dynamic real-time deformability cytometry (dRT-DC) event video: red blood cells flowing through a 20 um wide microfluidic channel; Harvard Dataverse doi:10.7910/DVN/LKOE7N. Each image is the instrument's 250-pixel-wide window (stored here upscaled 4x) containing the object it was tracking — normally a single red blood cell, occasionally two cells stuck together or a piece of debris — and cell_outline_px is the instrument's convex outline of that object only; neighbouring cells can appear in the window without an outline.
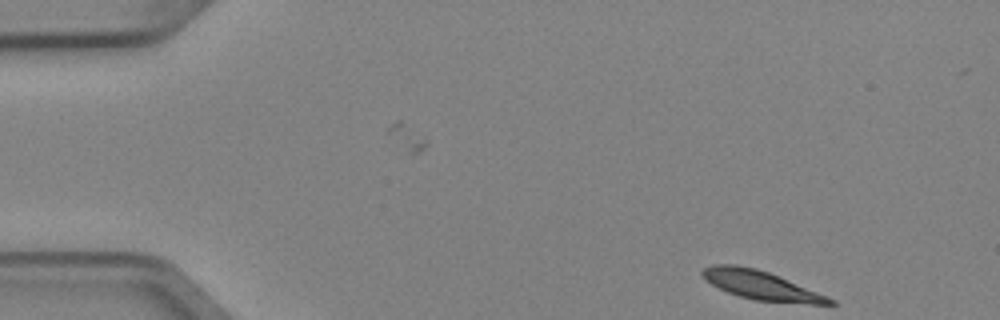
{"species": "Egyptian fruit bat (a non-hibernating species)", "species_latin": "Rousettus aegyptiacus", "temperature_condition": "cold", "stored_images_in_passage": 3, "camera_frame_rate_fps": 3000, "um_per_image_px": 0.085, "animal": {"sex": "female"}, "frame": {"image": 1, "passage_image": 1, "time_ms": 0.0, "image_size_px": [1000, 320], "cell_outline_px": [[836, 304], [808, 304], [756, 300], [740, 296], [728, 292], [712, 284], [700, 272], [704, 268], [712, 264], [736, 264], [756, 268], [768, 272], [836, 300]], "centroid_in_image_um": [64.68, 24.24], "position_along_channel_um": 20.3, "area_um2": 20.98}}
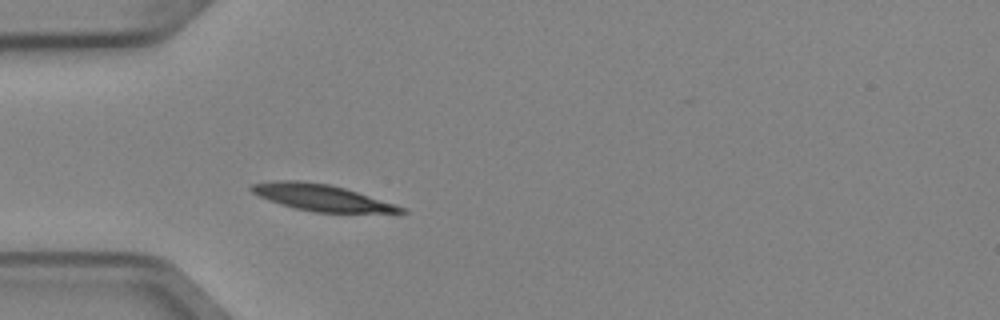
{"frame": {"image": 2, "passage_image": 3, "time_ms": 0.667, "image_size_px": [1000, 320], "cell_outline_px": [[408, 212], [316, 212], [296, 208], [268, 200], [252, 192], [248, 188], [252, 184], [276, 180], [300, 180], [328, 184], [344, 188], [396, 204], [408, 208]], "centroid_in_image_um": [27.32, 16.78], "position_along_channel_um": 57.7, "area_um2": 22.72}}